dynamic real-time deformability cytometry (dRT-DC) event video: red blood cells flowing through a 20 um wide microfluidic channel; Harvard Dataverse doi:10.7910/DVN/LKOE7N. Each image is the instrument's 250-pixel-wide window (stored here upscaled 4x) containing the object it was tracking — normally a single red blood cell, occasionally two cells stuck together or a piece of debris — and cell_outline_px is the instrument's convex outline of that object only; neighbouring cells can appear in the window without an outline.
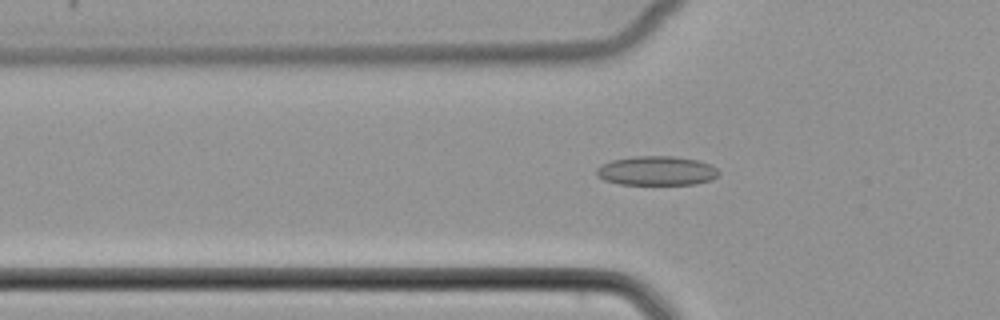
{"species": "common noctule bat (a hibernating species)", "species_latin": "Nyctalus noctula", "temperature_condition": "cold", "stored_images_in_passage": 36, "camera_frame_rate_fps": 3000, "um_per_image_px": 0.085, "animal": {"sex": "female", "body_mass_g": 22.7, "forearm_length_mm": 54.2}, "frame": {"image": 1, "passage_image": 2, "time_ms": 0.333, "image_size_px": [1000, 320], "cell_outline_px": [[720, 172], [712, 180], [696, 184], [620, 184], [604, 180], [596, 176], [596, 168], [600, 164], [612, 160], [636, 156], [676, 156], [696, 160], [708, 164], [716, 168]], "centroid_in_image_um": [55.78, 14.51], "position_along_channel_um": 70.0, "area_um2": 20.87}}
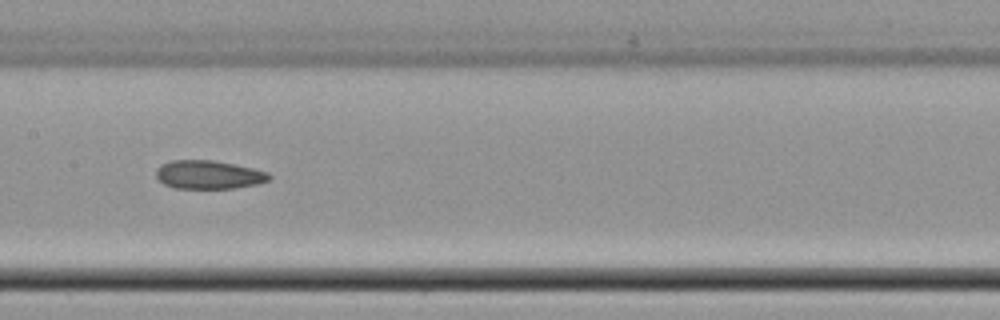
{"frame": {"image": 2, "passage_image": 11, "time_ms": 3.333, "image_size_px": [1000, 320], "cell_outline_px": [[272, 176], [268, 180], [256, 184], [232, 188], [172, 188], [164, 184], [156, 176], [156, 168], [160, 164], [172, 160], [212, 160], [252, 168], [268, 172]], "centroid_in_image_um": [17.69, 14.84], "position_along_channel_um": 189.7, "area_um2": 18.67}}
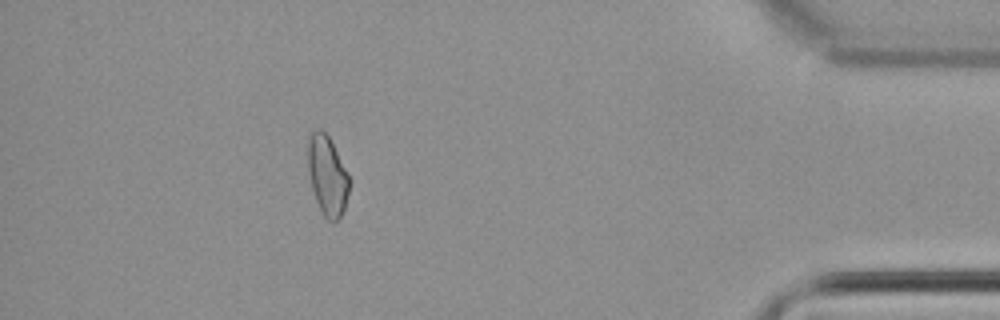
{"frame": {"image": 3, "passage_image": 31, "time_ms": 10.0, "image_size_px": [1000, 320], "cell_outline_px": [[352, 180], [344, 212], [332, 224], [324, 216], [316, 200], [312, 188], [308, 172], [308, 132], [316, 128], [320, 128], [328, 136]], "centroid_in_image_um": [27.84, 14.92], "position_along_channel_um": 407.4, "area_um2": 19.54}}